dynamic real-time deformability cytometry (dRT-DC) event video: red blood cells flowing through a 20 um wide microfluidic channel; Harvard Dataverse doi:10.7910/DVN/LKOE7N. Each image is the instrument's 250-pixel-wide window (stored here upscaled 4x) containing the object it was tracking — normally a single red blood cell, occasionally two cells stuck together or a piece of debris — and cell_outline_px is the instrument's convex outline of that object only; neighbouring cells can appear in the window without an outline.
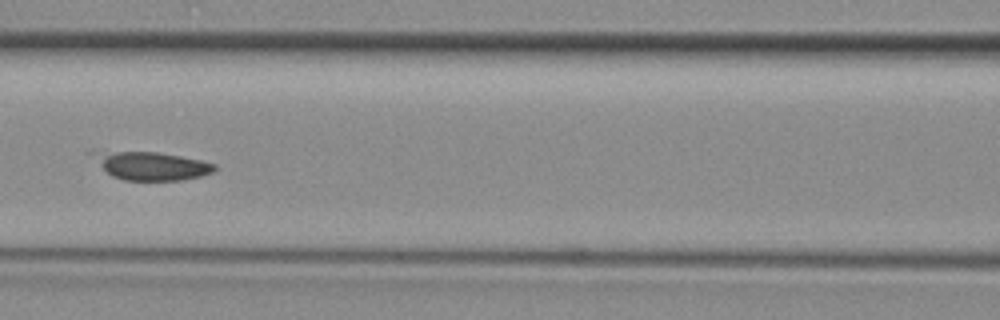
{"species": "common noctule bat (a hibernating species)", "species_latin": "Nyctalus noctula", "temperature_condition": "room temperature", "stored_images_in_passage": 48, "camera_frame_rate_fps": 3000, "um_per_image_px": 0.085, "animal": {"sex": "female", "body_mass_g": 29.2, "forearm_length_mm": 56.3}, "frame": {"image": 1, "passage_image": 21, "time_ms": 6.667, "image_size_px": [1000, 320], "cell_outline_px": [[216, 168], [212, 172], [200, 176], [184, 180], [124, 180], [112, 176], [88, 152], [156, 152], [180, 156], [200, 160], [216, 164]], "centroid_in_image_um": [12.9, 14.1], "position_along_channel_um": 153.7, "area_um2": 19.54}}
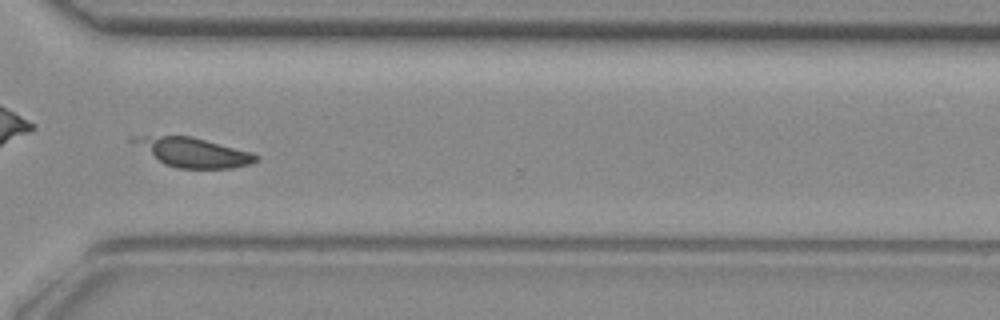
{"frame": {"image": 2, "passage_image": 35, "time_ms": 11.333, "image_size_px": [1000, 320], "cell_outline_px": [[260, 160], [252, 164], [232, 168], [176, 168], [164, 164], [152, 152], [152, 140], [160, 136], [192, 136], [252, 152], [260, 156]], "centroid_in_image_um": [16.98, 13.04], "position_along_channel_um": 353.6, "area_um2": 18.67}}
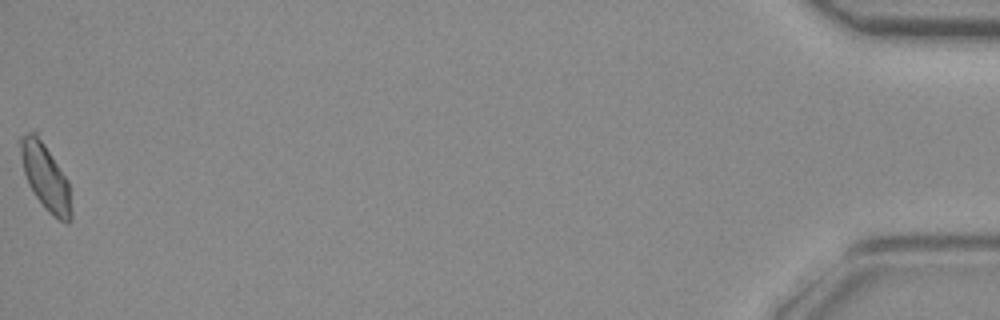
{"frame": {"image": 3, "passage_image": 48, "time_ms": 15.667, "image_size_px": [1000, 320], "cell_outline_px": [[72, 220], [68, 224], [52, 216], [44, 208], [28, 184], [24, 172], [16, 140], [20, 136], [32, 128], [36, 128], [68, 180], [72, 212]], "centroid_in_image_um": [3.83, 14.93], "position_along_channel_um": 431.4, "area_um2": 20.52}}